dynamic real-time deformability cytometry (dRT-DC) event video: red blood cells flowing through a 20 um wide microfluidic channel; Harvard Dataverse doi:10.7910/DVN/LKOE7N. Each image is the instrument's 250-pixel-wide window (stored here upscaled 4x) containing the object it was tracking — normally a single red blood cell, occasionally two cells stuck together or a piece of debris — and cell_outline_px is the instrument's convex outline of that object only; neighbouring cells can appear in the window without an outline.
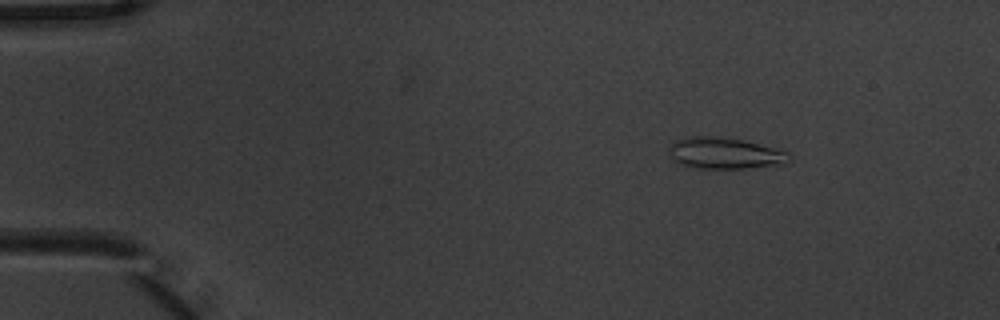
{"species": "common noctule bat (a hibernating species)", "species_latin": "Nyctalus noctula", "temperature_condition": "warm", "stored_images_in_passage": 9, "camera_frame_rate_fps": 3000, "um_per_image_px": 0.085, "animal": {"sex": "male", "body_mass_g": 20.1, "forearm_length_mm": 53.5}, "frame": {"image": 1, "passage_image": 2, "time_ms": 0.333, "image_size_px": [1000, 320], "cell_outline_px": [[792, 160], [784, 164], [744, 168], [700, 168], [680, 164], [672, 156], [672, 144], [676, 140], [696, 136], [712, 136], [744, 140], [788, 152], [792, 156]], "centroid_in_image_um": [61.7, 13.03], "position_along_channel_um": 23.3, "area_um2": 21.44}}
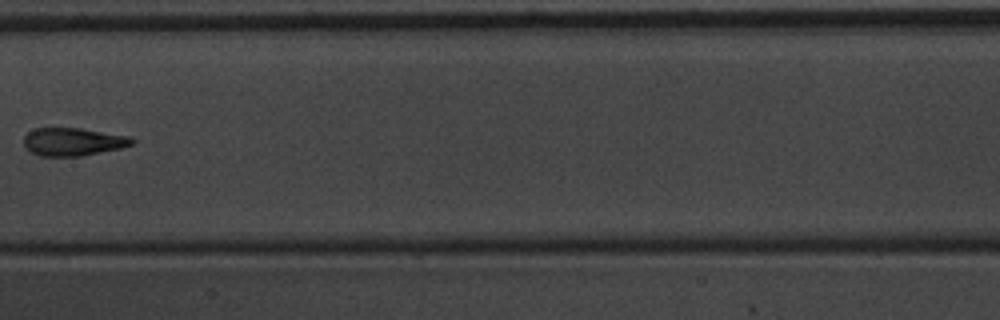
{"frame": {"image": 2, "passage_image": 8, "time_ms": 2.333, "image_size_px": [1000, 320], "cell_outline_px": [[136, 140], [132, 144], [120, 148], [80, 156], [40, 156], [32, 152], [24, 144], [24, 136], [32, 128], [80, 128], [128, 136]], "centroid_in_image_um": [6.19, 12.04], "position_along_channel_um": 201.2, "area_um2": 17.46}}
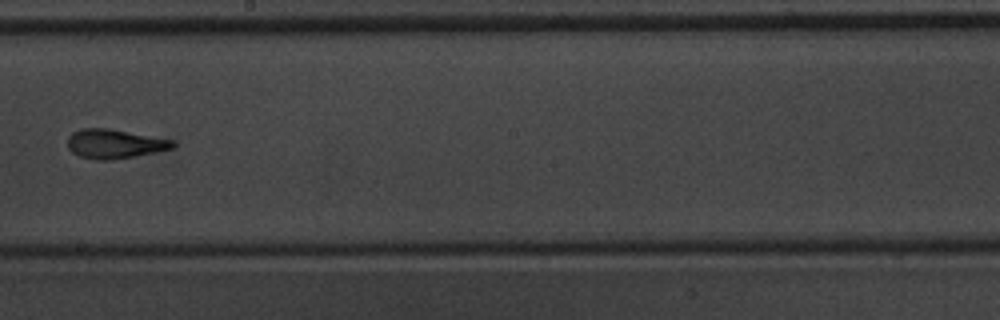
{"frame": {"image": 3, "passage_image": 9, "time_ms": 2.667, "image_size_px": [1000, 320], "cell_outline_px": [[176, 144], [172, 148], [156, 152], [136, 156], [112, 160], [96, 160], [80, 156], [72, 152], [68, 148], [68, 136], [72, 132], [80, 128], [108, 128], [172, 140]], "centroid_in_image_um": [9.7, 12.23], "position_along_channel_um": 238.5, "area_um2": 17.86}}